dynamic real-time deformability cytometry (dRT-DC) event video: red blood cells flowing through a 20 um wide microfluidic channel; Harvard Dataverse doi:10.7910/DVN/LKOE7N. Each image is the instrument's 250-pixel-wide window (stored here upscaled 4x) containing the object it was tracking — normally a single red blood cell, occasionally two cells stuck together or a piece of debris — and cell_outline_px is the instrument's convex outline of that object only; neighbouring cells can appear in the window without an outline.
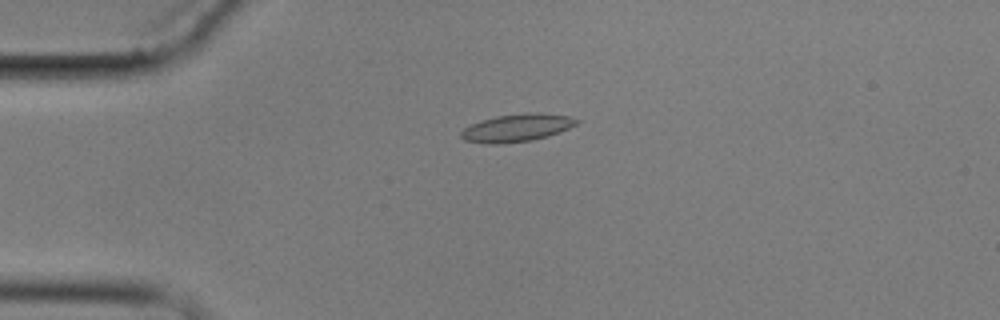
{"species": "common noctule bat (a hibernating species)", "species_latin": "Nyctalus noctula", "temperature_condition": "cold", "stored_images_in_passage": 4, "camera_frame_rate_fps": 3000, "um_per_image_px": 0.085, "animal": {"sex": "male", "body_mass_g": 17.9}, "frame": {"image": 1, "passage_image": 2, "time_ms": 1.0, "image_size_px": [1000, 320], "cell_outline_px": [[580, 120], [576, 124], [568, 128], [548, 136], [532, 140], [500, 144], [488, 144], [464, 140], [460, 136], [460, 132], [464, 128], [472, 124], [496, 116], [532, 112], [540, 112], [568, 116]], "centroid_in_image_um": [43.92, 10.87], "position_along_channel_um": 41.1, "area_um2": 18.5}}
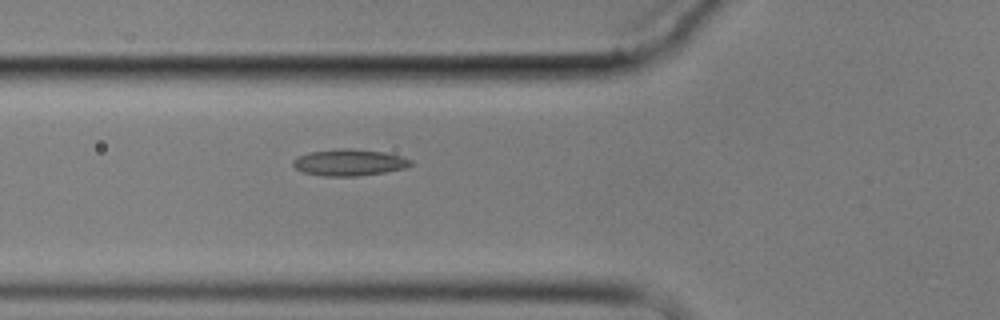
{"frame": {"image": 2, "passage_image": 4, "time_ms": 3.333, "image_size_px": [1000, 320], "cell_outline_px": [[412, 164], [408, 168], [360, 176], [324, 176], [304, 172], [296, 168], [292, 164], [292, 160], [300, 156], [312, 152], [340, 148], [352, 148], [384, 152], [400, 156], [412, 160]], "centroid_in_image_um": [29.73, 13.81], "position_along_channel_um": 96.1, "area_um2": 18.15}}